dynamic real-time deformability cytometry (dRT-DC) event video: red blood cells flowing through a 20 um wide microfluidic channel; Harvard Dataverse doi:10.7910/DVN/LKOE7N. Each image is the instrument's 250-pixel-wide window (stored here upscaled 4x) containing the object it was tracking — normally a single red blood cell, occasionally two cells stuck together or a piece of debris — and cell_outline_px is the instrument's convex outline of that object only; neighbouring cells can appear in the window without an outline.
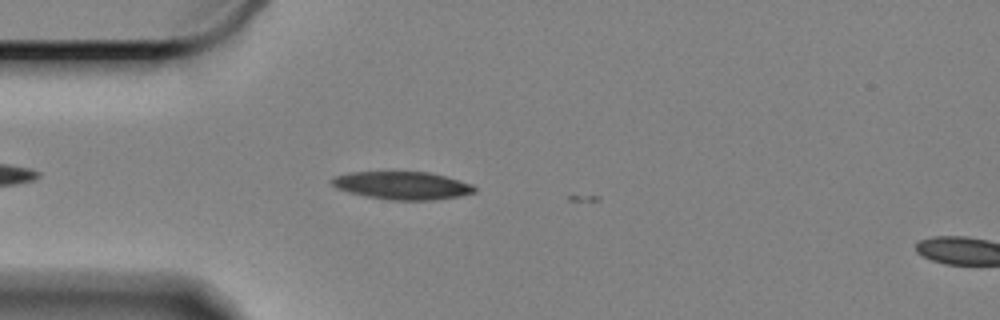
{"species": "Egyptian fruit bat (a non-hibernating species)", "species_latin": "Rousettus aegyptiacus", "temperature_condition": "cold", "stored_images_in_passage": 4, "camera_frame_rate_fps": 3000, "um_per_image_px": 0.085, "animal": {"sex": "female"}, "frame": {"image": 1, "passage_image": 2, "time_ms": 0.333, "image_size_px": [1000, 320], "cell_outline_px": [[476, 192], [460, 196], [436, 200], [388, 200], [364, 196], [348, 192], [336, 188], [332, 184], [332, 180], [336, 176], [352, 172], [428, 172], [444, 176], [472, 184], [476, 188]], "centroid_in_image_um": [34.21, 15.78], "position_along_channel_um": 50.8, "area_um2": 23.12}}